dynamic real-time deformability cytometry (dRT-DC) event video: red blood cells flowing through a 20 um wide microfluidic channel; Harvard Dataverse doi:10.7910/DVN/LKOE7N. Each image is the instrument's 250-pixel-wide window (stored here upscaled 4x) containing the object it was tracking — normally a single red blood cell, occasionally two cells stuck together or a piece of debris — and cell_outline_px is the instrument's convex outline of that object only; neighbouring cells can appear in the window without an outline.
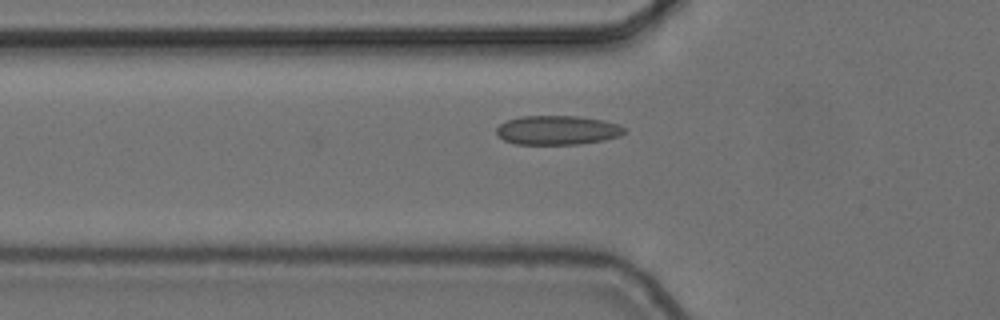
{"species": "common noctule bat (a hibernating species)", "species_latin": "Nyctalus noctula", "temperature_condition": "cold", "stored_images_in_passage": 3, "camera_frame_rate_fps": 3000, "um_per_image_px": 0.085, "animal": {"sex": "female", "body_mass_g": 24.6, "forearm_length_mm": 56.2}, "frame": {"image": 1, "passage_image": 2, "time_ms": 0.333, "image_size_px": [1000, 320], "cell_outline_px": [[628, 128], [620, 136], [604, 140], [580, 144], [516, 144], [504, 140], [496, 132], [496, 128], [500, 124], [508, 120], [520, 116], [580, 116], [604, 120], [620, 124]], "centroid_in_image_um": [47.43, 11.06], "position_along_channel_um": 78.4, "area_um2": 21.91}}
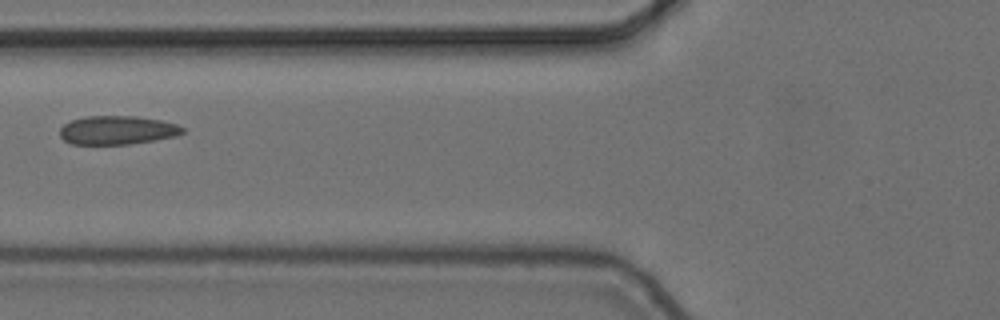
{"frame": {"image": 2, "passage_image": 3, "time_ms": 0.667, "image_size_px": [1000, 320], "cell_outline_px": [[184, 132], [176, 136], [128, 144], [72, 144], [64, 140], [60, 136], [60, 128], [64, 124], [72, 120], [84, 116], [136, 116], [160, 120], [176, 124], [184, 128]], "centroid_in_image_um": [9.95, 11.06], "position_along_channel_um": 115.9, "area_um2": 20.4}}